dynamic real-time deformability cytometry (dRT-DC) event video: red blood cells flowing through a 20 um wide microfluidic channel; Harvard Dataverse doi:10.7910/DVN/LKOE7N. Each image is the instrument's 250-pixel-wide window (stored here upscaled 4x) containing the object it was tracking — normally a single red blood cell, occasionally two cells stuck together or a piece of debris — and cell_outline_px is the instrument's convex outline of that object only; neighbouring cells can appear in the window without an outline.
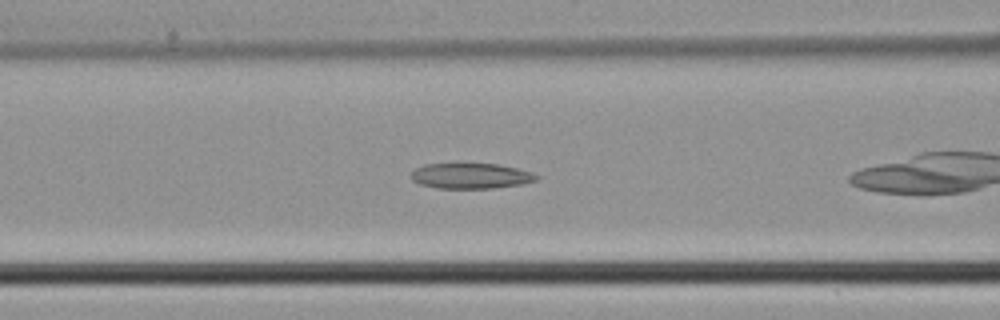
{"species": "common noctule bat (a hibernating species)", "species_latin": "Nyctalus noctula", "temperature_condition": "cold", "stored_images_in_passage": 26, "camera_frame_rate_fps": 3000, "um_per_image_px": 0.085, "animal": {"sex": "male", "body_mass_g": 21.5, "forearm_length_mm": 52.0}, "frame": {"image": 1, "passage_image": 8, "time_ms": 2.333, "image_size_px": [1000, 320], "cell_outline_px": [[540, 176], [536, 180], [524, 184], [492, 188], [440, 188], [420, 184], [412, 180], [412, 172], [416, 168], [424, 164], [500, 164], [532, 172]], "centroid_in_image_um": [40.06, 14.95], "position_along_channel_um": 126.5, "area_um2": 18.5}}
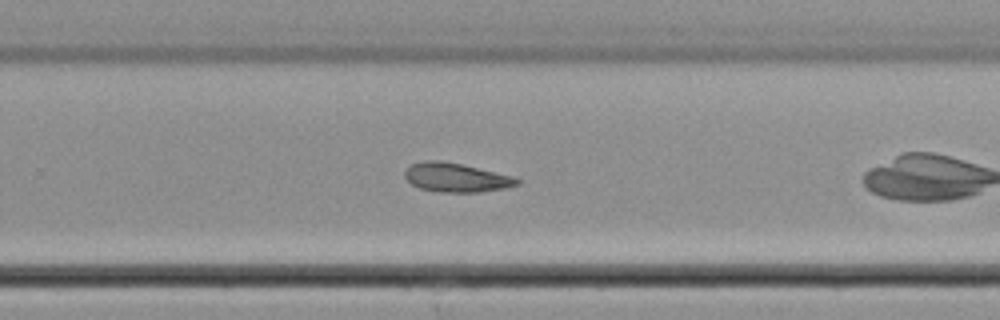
{"frame": {"image": 2, "passage_image": 19, "time_ms": 6.0, "image_size_px": [1000, 320], "cell_outline_px": [[520, 184], [504, 188], [480, 192], [440, 192], [420, 188], [412, 184], [404, 176], [404, 172], [412, 164], [424, 160], [440, 160], [460, 164], [512, 176], [520, 180]], "centroid_in_image_um": [38.76, 15.09], "position_along_channel_um": 291.0, "area_um2": 18.73}}